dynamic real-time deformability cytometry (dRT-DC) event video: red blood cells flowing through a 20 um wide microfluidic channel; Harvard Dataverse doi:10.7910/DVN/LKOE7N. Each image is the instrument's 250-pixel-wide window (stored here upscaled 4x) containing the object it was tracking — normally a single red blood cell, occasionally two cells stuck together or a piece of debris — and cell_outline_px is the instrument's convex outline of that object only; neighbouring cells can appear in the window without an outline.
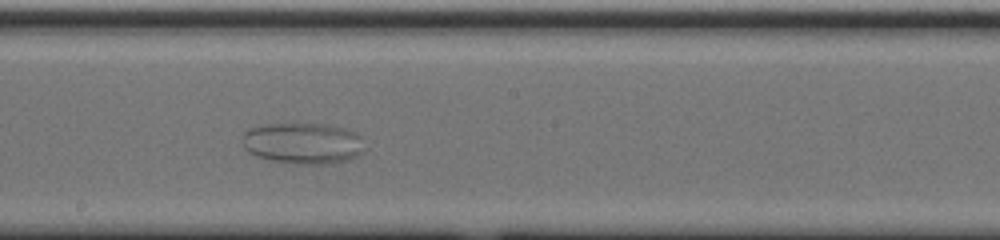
{"species": "common noctule bat (a hibernating species)", "species_latin": "Nyctalus noctula", "temperature_condition": "cold", "stored_images_in_passage": 45, "camera_frame_rate_fps": 3000, "um_per_image_px": 0.085, "animal": {"sex": "male", "body_mass_g": 20.0, "forearm_length_mm": 53.3}, "frame": {"image": 1, "passage_image": 19, "time_ms": 6.0, "image_size_px": [1000, 240], "cell_outline_px": [[364, 152], [348, 160], [328, 164], [296, 164], [272, 160], [256, 156], [248, 152], [244, 148], [244, 132], [248, 128], [264, 124], [296, 120], [328, 124], [344, 128], [356, 132], [360, 136]], "centroid_in_image_um": [25.74, 12.12], "position_along_channel_um": 222.5, "area_um2": 30.35}}